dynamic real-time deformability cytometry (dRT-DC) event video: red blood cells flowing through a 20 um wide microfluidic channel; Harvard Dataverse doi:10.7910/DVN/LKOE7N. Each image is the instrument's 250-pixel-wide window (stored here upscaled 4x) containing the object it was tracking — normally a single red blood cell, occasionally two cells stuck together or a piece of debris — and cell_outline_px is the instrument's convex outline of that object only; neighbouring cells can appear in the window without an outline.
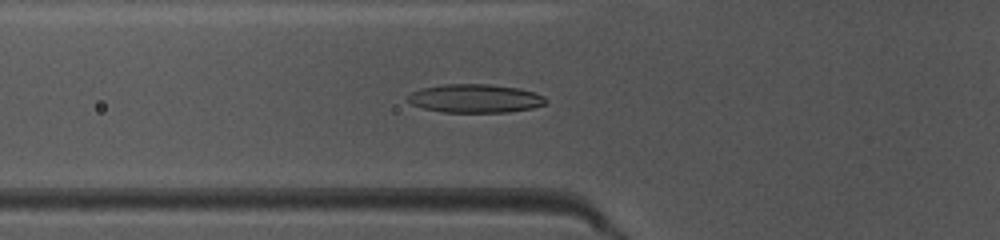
{"species": "common noctule bat (a hibernating species)", "species_latin": "Nyctalus noctula", "temperature_condition": "warm", "stored_images_in_passage": 46, "camera_frame_rate_fps": 3000, "um_per_image_px": 0.085, "animal": {"sex": "female", "body_mass_g": 10.0, "forearm_length_mm": 53.1}, "frame": {"image": 1, "passage_image": 18, "time_ms": 5.667, "image_size_px": [1000, 240], "cell_outline_px": [[548, 100], [544, 104], [532, 108], [508, 112], [444, 112], [424, 108], [412, 104], [404, 96], [420, 88], [444, 84], [488, 84], [520, 88], [544, 96]], "centroid_in_image_um": [40.37, 8.36], "position_along_channel_um": 85.4, "area_um2": 22.95}}
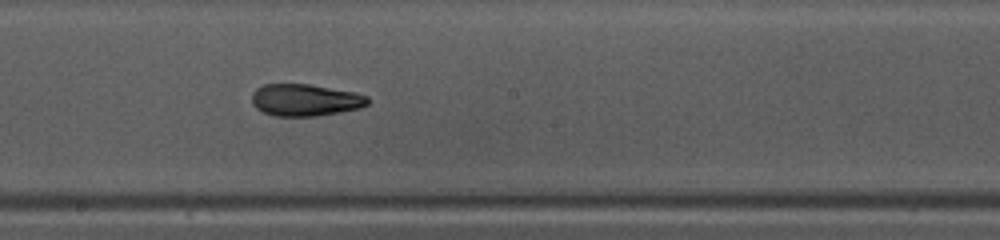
{"frame": {"image": 2, "passage_image": 28, "time_ms": 9.0, "image_size_px": [1000, 240], "cell_outline_px": [[368, 104], [360, 108], [340, 112], [316, 116], [276, 116], [264, 112], [256, 108], [252, 104], [252, 92], [256, 88], [264, 84], [308, 84], [356, 92], [368, 96]], "centroid_in_image_um": [25.94, 8.5], "position_along_channel_um": 222.3, "area_um2": 21.68}}
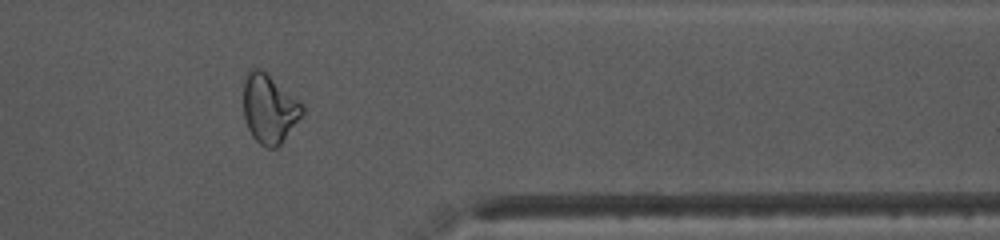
{"frame": {"image": 3, "passage_image": 41, "time_ms": 13.333, "image_size_px": [1000, 240], "cell_outline_px": [[304, 112], [280, 144], [276, 148], [264, 148], [252, 136], [248, 128], [244, 116], [244, 76], [252, 68], [260, 68], [304, 104]], "centroid_in_image_um": [22.88, 9.24], "position_along_channel_um": 388.5, "area_um2": 23.47}}